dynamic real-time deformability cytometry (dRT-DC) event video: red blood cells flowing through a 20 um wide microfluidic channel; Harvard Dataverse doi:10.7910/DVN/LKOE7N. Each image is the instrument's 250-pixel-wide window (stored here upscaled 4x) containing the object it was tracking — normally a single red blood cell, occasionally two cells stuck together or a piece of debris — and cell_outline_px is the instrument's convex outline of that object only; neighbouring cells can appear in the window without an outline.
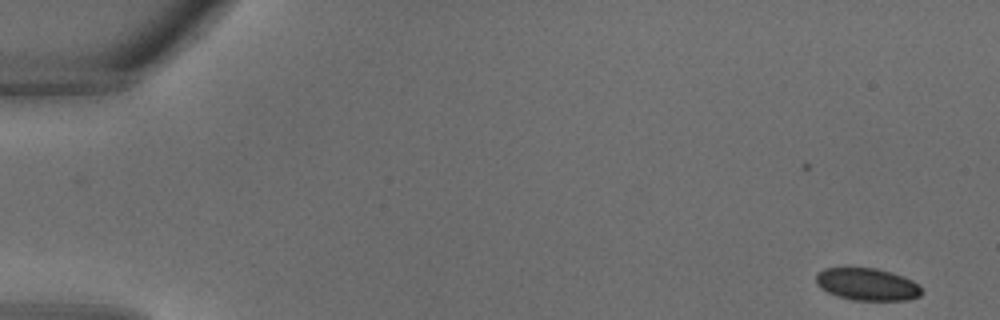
{"species": "common noctule bat (a hibernating species)", "species_latin": "Nyctalus noctula", "temperature_condition": "warm", "stored_images_in_passage": 33, "camera_frame_rate_fps": 3000, "um_per_image_px": 0.085, "animal": {"sex": "male", "body_mass_g": 18.8}, "frame": {"image": 1, "passage_image": 1, "time_ms": 0.0, "image_size_px": [1000, 320], "cell_outline_px": [[924, 292], [920, 296], [908, 300], [852, 300], [836, 296], [820, 288], [816, 284], [816, 272], [824, 268], [848, 264], [876, 268], [892, 272], [912, 280]], "centroid_in_image_um": [73.63, 24.11], "position_along_channel_um": 11.4, "area_um2": 20.75}}
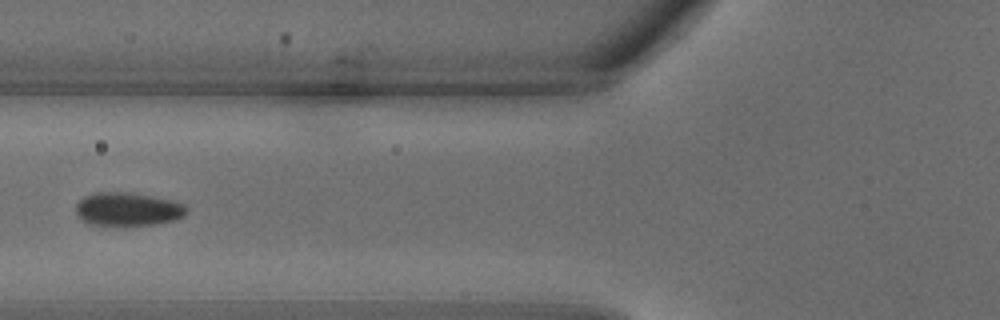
{"frame": {"image": 2, "passage_image": 13, "time_ms": 4.0, "image_size_px": [1000, 320], "cell_outline_px": [[188, 212], [184, 216], [176, 220], [152, 224], [88, 224], [76, 212], [76, 204], [84, 196], [96, 192], [128, 192], [176, 200], [184, 204], [188, 208]], "centroid_in_image_um": [10.92, 17.75], "position_along_channel_um": 114.9, "area_um2": 21.39}}
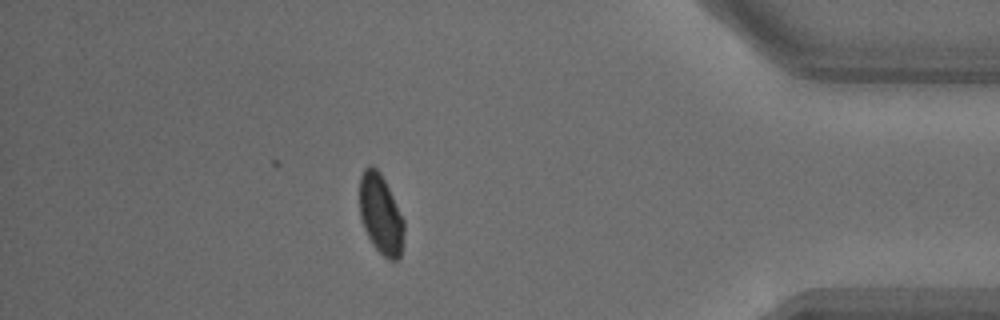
{"frame": {"image": 3, "passage_image": 29, "time_ms": 9.333, "image_size_px": [1000, 320], "cell_outline_px": [[404, 232], [400, 256], [396, 260], [388, 260], [372, 244], [364, 228], [360, 216], [360, 176], [364, 168], [372, 164], [380, 172], [404, 220]], "centroid_in_image_um": [32.35, 18.21], "position_along_channel_um": 402.8, "area_um2": 20.46}}